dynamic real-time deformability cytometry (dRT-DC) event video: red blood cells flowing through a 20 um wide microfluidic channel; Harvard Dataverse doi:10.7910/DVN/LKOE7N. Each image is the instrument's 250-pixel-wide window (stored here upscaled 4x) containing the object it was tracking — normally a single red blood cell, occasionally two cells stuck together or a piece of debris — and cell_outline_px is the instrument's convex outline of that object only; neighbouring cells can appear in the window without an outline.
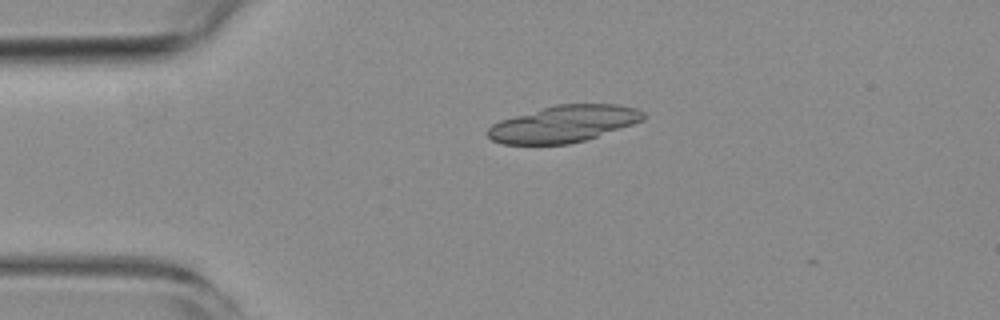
{"species": "common noctule bat (a hibernating species)", "species_latin": "Nyctalus noctula", "temperature_condition": "room temperature", "stored_images_in_passage": 5, "segment_of_instrument_passage": [1, 2], "camera_frame_rate_fps": 3000, "um_per_image_px": 0.085, "animal": {"sex": "female", "body_mass_g": 19.3, "forearm_length_mm": 54.1}, "frame": {"image": 1, "passage_image": 3, "time_ms": 2.333, "image_size_px": [1000, 320], "cell_outline_px": [[644, 120], [584, 140], [568, 144], [504, 144], [492, 140], [484, 132], [492, 124], [500, 120], [556, 104], [616, 104], [636, 108], [644, 112]], "centroid_in_image_um": [47.88, 10.53], "position_along_channel_um": 37.1, "area_um2": 33.0}}